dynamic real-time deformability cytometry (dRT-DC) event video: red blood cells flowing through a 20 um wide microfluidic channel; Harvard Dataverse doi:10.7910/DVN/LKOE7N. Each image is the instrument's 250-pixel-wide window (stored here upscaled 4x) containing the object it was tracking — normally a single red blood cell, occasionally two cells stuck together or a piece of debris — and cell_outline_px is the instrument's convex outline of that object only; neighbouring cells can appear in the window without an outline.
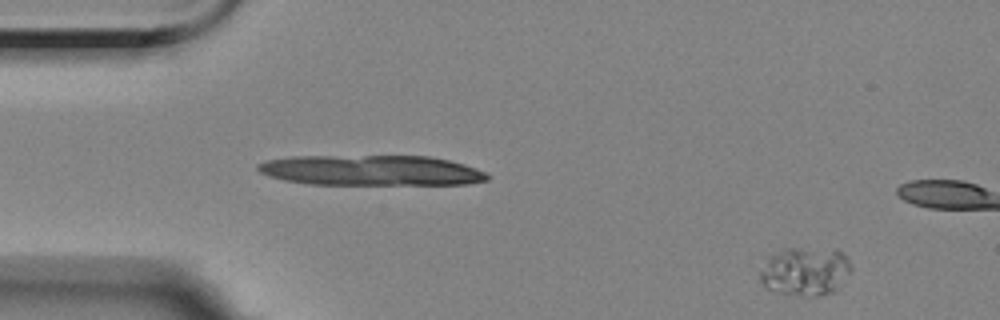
{"species": "Egyptian fruit bat (a non-hibernating species)", "species_latin": "Rousettus aegyptiacus", "temperature_condition": "room temperature", "stored_images_in_passage": 4, "segment_of_instrument_passage": [2, 2], "camera_frame_rate_fps": 3000, "um_per_image_px": 0.085, "animal": {"sex": "female"}, "frame": {"image": 1, "passage_image": 4, "time_ms": 3.667, "image_size_px": [1000, 320], "cell_outline_px": [[852, 272], [840, 288], [836, 292], [820, 296], [804, 296], [780, 292], [764, 288], [760, 284], [760, 272], [768, 260], [776, 252], [788, 248], [836, 248], [844, 252], [852, 268]], "centroid_in_image_um": [68.53, 23.07], "position_along_channel_um": 16.5, "area_um2": 26.3}}